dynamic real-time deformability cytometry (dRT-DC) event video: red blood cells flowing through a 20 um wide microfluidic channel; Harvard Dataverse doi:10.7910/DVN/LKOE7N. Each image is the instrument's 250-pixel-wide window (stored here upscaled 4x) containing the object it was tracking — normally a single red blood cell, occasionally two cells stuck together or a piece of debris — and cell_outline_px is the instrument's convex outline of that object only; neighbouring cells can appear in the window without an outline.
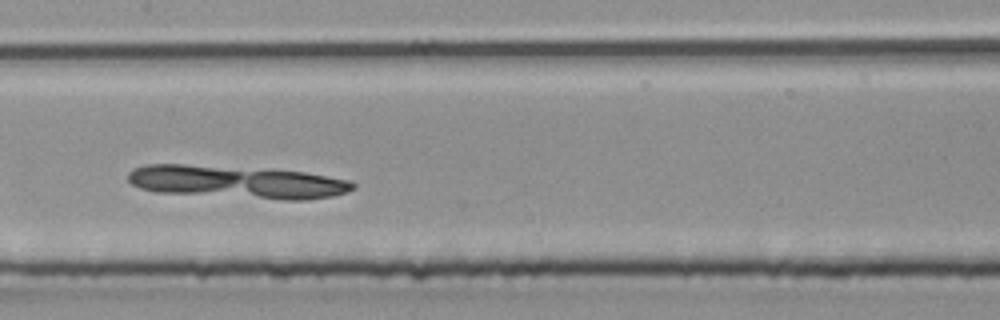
{"species": "common noctule bat (a hibernating species)", "species_latin": "Nyctalus noctula", "temperature_condition": "room temperature", "stored_images_in_passage": 34, "camera_frame_rate_fps": 3000, "um_per_image_px": 0.085, "animal": {"sex": "male", "body_mass_g": 20.4}, "frame": {"image": 1, "passage_image": 10, "time_ms": 3.0, "image_size_px": [1000, 320], "cell_outline_px": [[356, 188], [348, 192], [332, 196], [308, 200], [284, 200], [156, 192], [140, 188], [132, 184], [128, 180], [128, 172], [132, 168], [148, 164], [184, 164], [272, 168], [304, 172], [348, 180], [356, 184]], "centroid_in_image_um": [20.15, 15.46], "position_along_channel_um": 187.2, "area_um2": 43.58}}
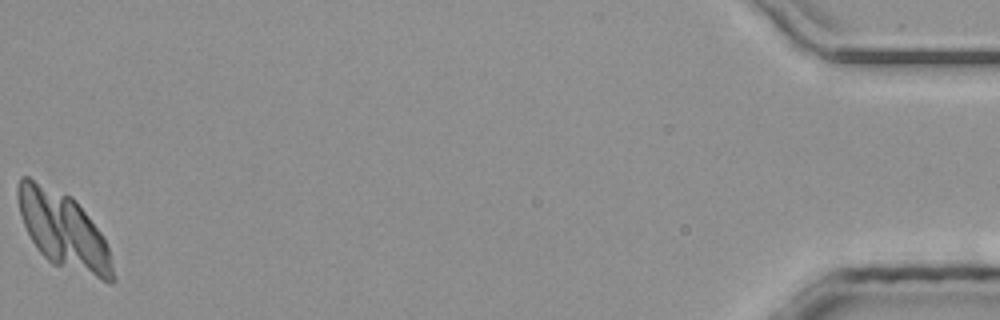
{"frame": {"image": 2, "passage_image": 34, "time_ms": 11.0, "image_size_px": [1000, 320], "cell_outline_px": [[116, 280], [112, 284], [108, 284], [52, 264], [36, 248], [24, 224], [20, 212], [16, 196], [16, 188], [20, 176], [28, 176], [72, 196], [76, 200], [104, 236], [108, 248]], "centroid_in_image_um": [5.41, 19.6], "position_along_channel_um": 429.8, "area_um2": 42.83}}